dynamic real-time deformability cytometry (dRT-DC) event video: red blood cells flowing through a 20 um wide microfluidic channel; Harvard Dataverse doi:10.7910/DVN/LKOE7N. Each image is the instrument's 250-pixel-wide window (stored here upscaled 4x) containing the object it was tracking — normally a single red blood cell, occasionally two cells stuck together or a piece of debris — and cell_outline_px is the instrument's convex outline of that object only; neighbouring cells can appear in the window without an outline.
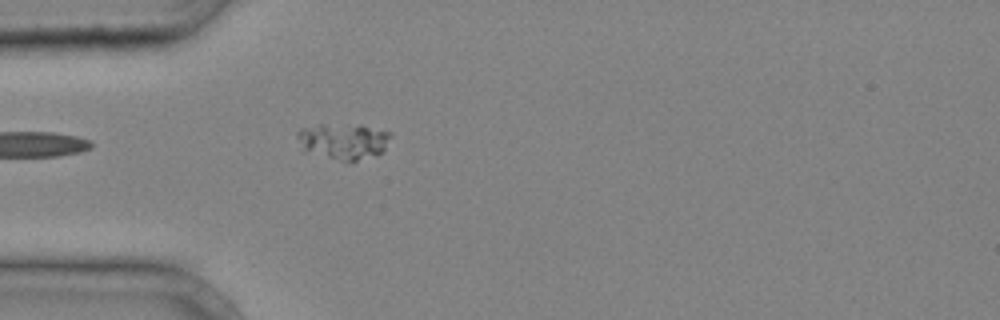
{"species": "common noctule bat (a hibernating species)", "species_latin": "Nyctalus noctula", "temperature_condition": "cold", "stored_images_in_passage": 15, "camera_frame_rate_fps": 3000, "um_per_image_px": 0.085, "animal": {"sex": "male", "body_mass_g": 20.4}, "frame": {"image": 1, "passage_image": 1, "time_ms": 0.0, "image_size_px": [1000, 320], "cell_outline_px": [[392, 136], [384, 148], [380, 152], [356, 160], [340, 160], [304, 152], [296, 136], [296, 132], [300, 128], [320, 124], [360, 124], [392, 132]], "centroid_in_image_um": [29.14, 11.96], "position_along_channel_um": 55.9, "area_um2": 19.59}}
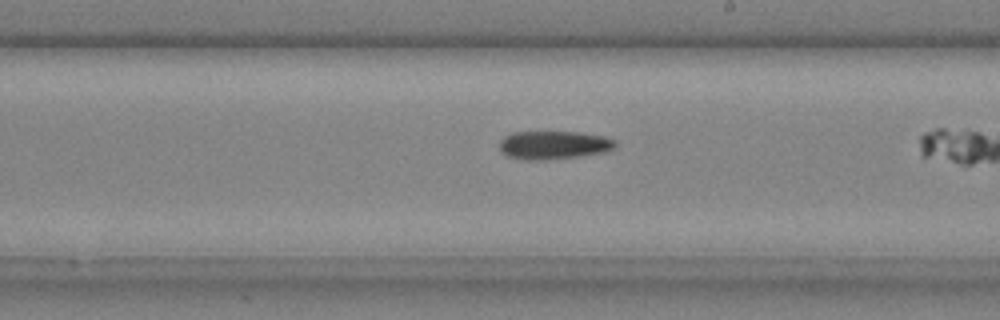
{"frame": {"image": 2, "passage_image": 11, "time_ms": 3.333, "image_size_px": [1000, 320], "cell_outline_px": [[616, 144], [612, 148], [604, 152], [580, 156], [540, 160], [524, 160], [508, 156], [500, 152], [500, 140], [504, 136], [512, 132], [580, 132], [604, 136], [616, 140]], "centroid_in_image_um": [47.03, 12.32], "position_along_channel_um": 242.0, "area_um2": 19.13}}